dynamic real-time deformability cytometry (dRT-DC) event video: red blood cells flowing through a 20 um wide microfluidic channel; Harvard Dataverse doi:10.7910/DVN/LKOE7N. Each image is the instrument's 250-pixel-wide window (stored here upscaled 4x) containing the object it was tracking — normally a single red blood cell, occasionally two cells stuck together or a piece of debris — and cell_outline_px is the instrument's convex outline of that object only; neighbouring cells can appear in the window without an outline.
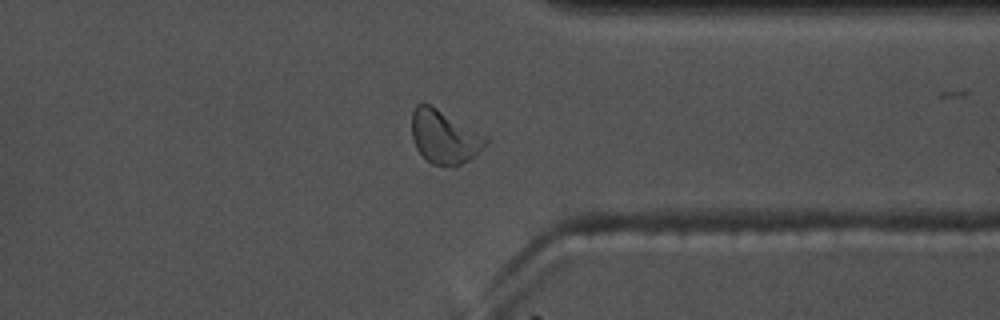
{"species": "common noctule bat (a hibernating species)", "species_latin": "Nyctalus noctula", "temperature_condition": "warm", "stored_images_in_passage": 47, "camera_frame_rate_fps": 3000, "um_per_image_px": 0.085, "animal": {"sex": "male", "body_mass_g": 17.5, "forearm_length_mm": 52.3}, "frame": {"image": 1, "passage_image": 34, "time_ms": 11.0, "image_size_px": [1000, 320], "cell_outline_px": [[488, 140], [468, 160], [460, 164], [432, 164], [416, 148], [412, 136], [412, 112], [416, 104], [428, 104], [436, 108], [488, 136]], "centroid_in_image_um": [37.74, 11.6], "position_along_channel_um": 373.7, "area_um2": 22.25}}
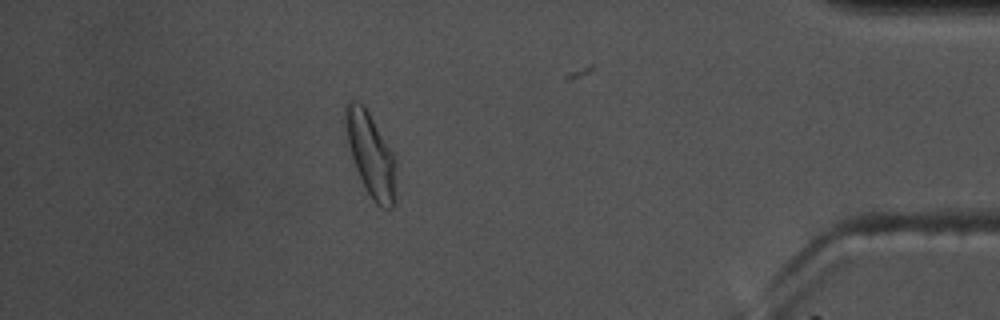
{"frame": {"image": 2, "passage_image": 40, "time_ms": 13.0, "image_size_px": [1000, 320], "cell_outline_px": [[396, 200], [392, 208], [384, 208], [376, 204], [372, 200], [364, 188], [360, 180], [348, 144], [344, 128], [344, 104], [348, 100], [356, 100], [364, 104], [396, 156]], "centroid_in_image_um": [31.52, 13.12], "position_along_channel_um": 403.7, "area_um2": 25.49}, "authors_computed_cell_mechanics": {"area_um2": 21.675, "velocity_mm_per_s": 3.6161, "shape_relaxation_time_tau1_ms": 3.9204, "shape_relaxation_time_tau2_ms": 1.4921, "deformation_change_tau1": 0.1532, "deformation_change_tau2": 0.0871}}